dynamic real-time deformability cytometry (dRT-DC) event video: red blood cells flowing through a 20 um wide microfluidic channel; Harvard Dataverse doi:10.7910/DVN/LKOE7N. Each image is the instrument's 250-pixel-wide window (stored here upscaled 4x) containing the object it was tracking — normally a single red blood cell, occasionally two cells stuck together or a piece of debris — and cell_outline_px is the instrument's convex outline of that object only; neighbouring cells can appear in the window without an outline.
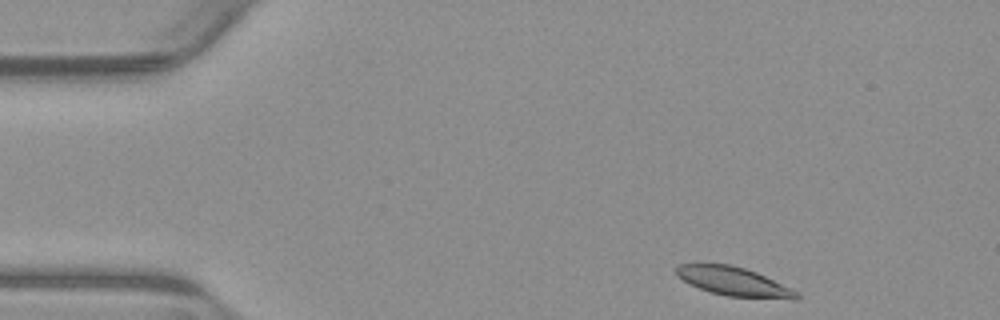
{"species": "common noctule bat (a hibernating species)", "species_latin": "Nyctalus noctula", "temperature_condition": "warm", "stored_images_in_passage": 48, "camera_frame_rate_fps": 3000, "um_per_image_px": 0.085, "animal": {"sex": "male", "body_mass_g": 23.1, "forearm_length_mm": 52.7}, "frame": {"image": 1, "passage_image": 1, "time_ms": 0.0, "image_size_px": [1000, 320], "cell_outline_px": [[800, 296], [796, 300], [792, 300], [728, 296], [712, 292], [688, 284], [676, 276], [676, 268], [680, 264], [696, 260], [728, 264], [744, 268], [756, 272], [796, 292]], "centroid_in_image_um": [62.24, 23.88], "position_along_channel_um": 22.8, "area_um2": 20.58}}
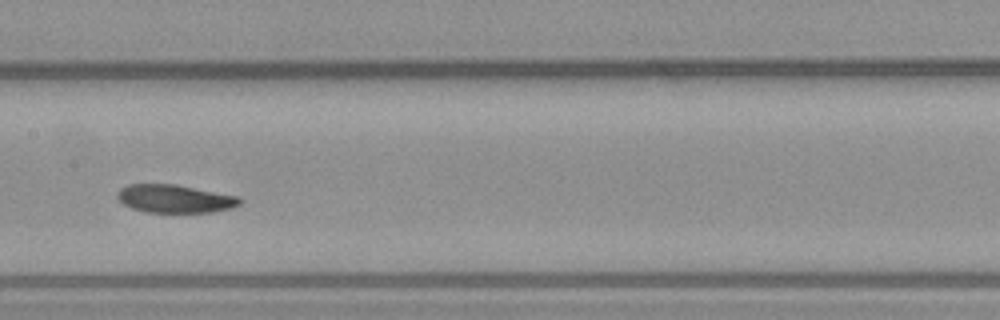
{"frame": {"image": 2, "passage_image": 21, "time_ms": 6.667, "image_size_px": [1000, 320], "cell_outline_px": [[240, 204], [232, 208], [212, 212], [144, 212], [132, 208], [124, 204], [116, 196], [116, 192], [120, 188], [128, 184], [176, 184], [240, 196]], "centroid_in_image_um": [14.86, 16.88], "position_along_channel_um": 192.5, "area_um2": 20.17}}
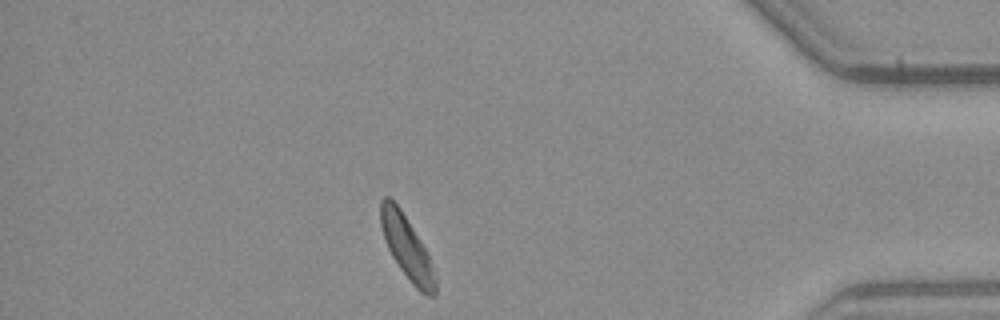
{"frame": {"image": 3, "passage_image": 41, "time_ms": 13.333, "image_size_px": [1000, 320], "cell_outline_px": [[436, 296], [428, 296], [420, 292], [412, 284], [400, 268], [392, 256], [384, 240], [380, 224], [380, 200], [384, 196], [388, 196], [400, 208], [420, 240], [428, 256], [436, 276]], "centroid_in_image_um": [34.57, 21.05], "position_along_channel_um": 400.6, "area_um2": 19.88}, "authors_computed_cell_mechanics": {"area_um2": 20.5768, "velocity_mm_per_s": 3.7793, "shape_relaxation_time_tau1_ms": 3.4053, "shape_relaxation_time_tau2_ms": null, "deformation_change_tau1": 0.1287, "deformation_change_tau2": null}}